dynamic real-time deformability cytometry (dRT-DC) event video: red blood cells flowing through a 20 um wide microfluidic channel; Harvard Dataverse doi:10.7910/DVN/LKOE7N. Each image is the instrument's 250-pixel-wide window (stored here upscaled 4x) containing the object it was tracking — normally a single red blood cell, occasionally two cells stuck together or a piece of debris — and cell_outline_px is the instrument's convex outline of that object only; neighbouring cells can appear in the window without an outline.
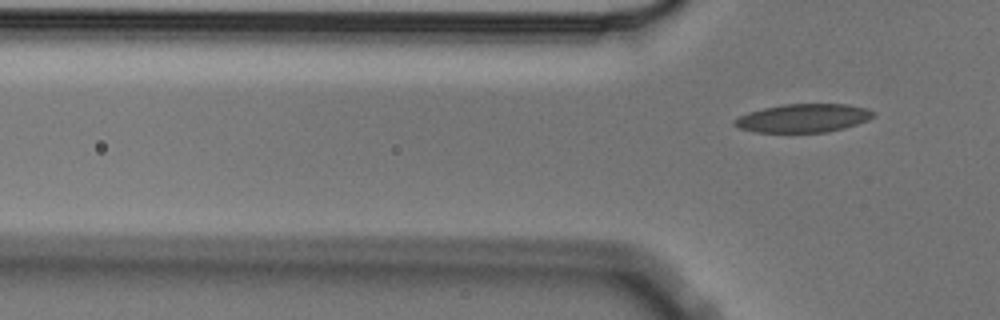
{"species": "Egyptian fruit bat (a non-hibernating species)", "species_latin": "Rousettus aegyptiacus", "temperature_condition": "cold", "stored_images_in_passage": 6, "camera_frame_rate_fps": 3000, "um_per_image_px": 0.085, "animal": {"sex": "male"}, "frame": {"image": 1, "passage_image": 6, "time_ms": 1.667, "image_size_px": [1000, 320], "cell_outline_px": [[876, 112], [868, 120], [844, 128], [828, 132], [756, 132], [740, 128], [732, 124], [732, 120], [748, 112], [764, 108], [784, 104], [848, 104], [868, 108]], "centroid_in_image_um": [68.28, 10.03], "position_along_channel_um": 57.5, "area_um2": 23.0}}